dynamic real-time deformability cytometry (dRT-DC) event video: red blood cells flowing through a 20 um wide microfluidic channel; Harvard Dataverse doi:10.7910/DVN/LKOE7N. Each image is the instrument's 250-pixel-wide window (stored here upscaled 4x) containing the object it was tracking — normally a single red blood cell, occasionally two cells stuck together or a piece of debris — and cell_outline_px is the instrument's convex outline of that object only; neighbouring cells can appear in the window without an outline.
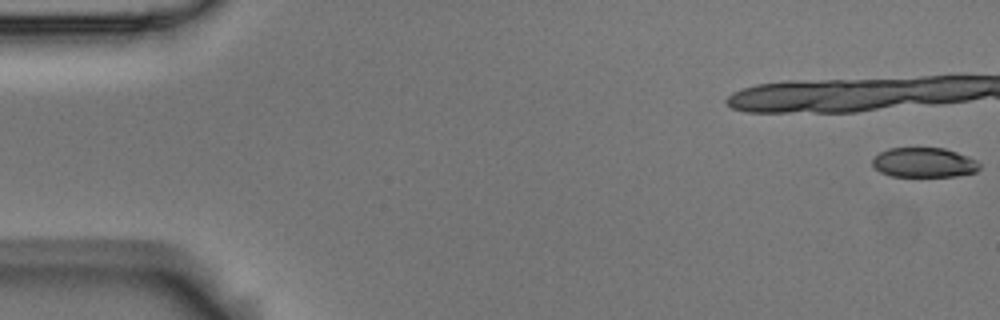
{"species": "Egyptian fruit bat (a non-hibernating species)", "species_latin": "Rousettus aegyptiacus", "temperature_condition": "room temperature", "stored_images_in_passage": 16, "camera_frame_rate_fps": 3000, "um_per_image_px": 0.085, "animal": {"sex": "male"}, "frame": {"image": 1, "passage_image": 1, "time_ms": 0.0, "image_size_px": [1000, 320], "cell_outline_px": [[980, 168], [976, 172], [956, 176], [892, 176], [880, 172], [872, 164], [872, 160], [880, 152], [888, 148], [944, 148], [968, 156], [976, 160], [980, 164]], "centroid_in_image_um": [78.55, 13.81], "position_along_channel_um": 6.4, "area_um2": 18.5}}